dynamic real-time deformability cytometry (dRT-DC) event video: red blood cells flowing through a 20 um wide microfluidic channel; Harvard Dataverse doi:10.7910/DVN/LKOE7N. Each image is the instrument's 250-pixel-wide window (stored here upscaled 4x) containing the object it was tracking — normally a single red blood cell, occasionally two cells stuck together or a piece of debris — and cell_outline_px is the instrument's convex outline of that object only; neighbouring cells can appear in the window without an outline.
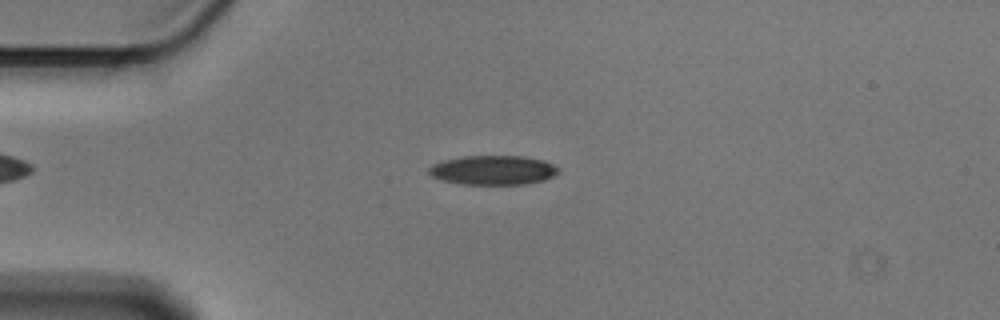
{"species": "Egyptian fruit bat (a non-hibernating species)", "species_latin": "Rousettus aegyptiacus", "temperature_condition": "cold", "stored_images_in_passage": 47, "camera_frame_rate_fps": 3000, "um_per_image_px": 0.085, "animal": {"sex": "male"}, "frame": {"image": 1, "passage_image": 13, "time_ms": 4.0, "image_size_px": [1000, 320], "cell_outline_px": [[560, 172], [556, 176], [544, 180], [528, 184], [460, 184], [444, 180], [432, 176], [428, 172], [428, 168], [432, 164], [444, 160], [464, 156], [524, 156], [544, 160], [560, 168]], "centroid_in_image_um": [41.96, 14.46], "position_along_channel_um": 43.0, "area_um2": 22.31}}
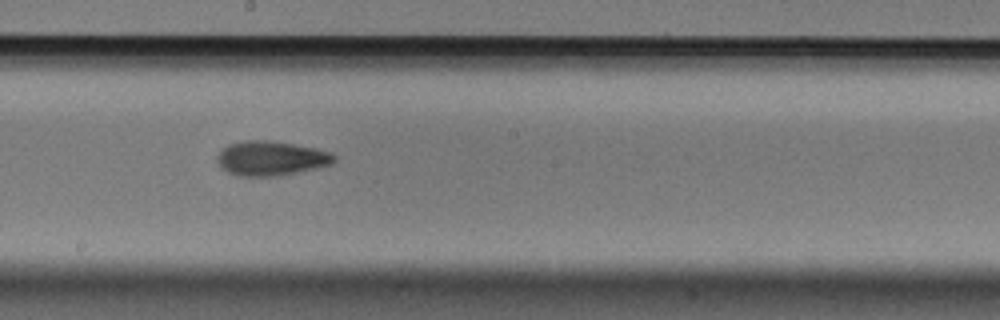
{"frame": {"image": 2, "passage_image": 30, "time_ms": 9.667, "image_size_px": [1000, 320], "cell_outline_px": [[336, 160], [332, 164], [320, 168], [280, 176], [240, 176], [228, 172], [220, 168], [216, 160], [216, 156], [220, 148], [228, 144], [244, 140], [272, 140], [316, 148], [332, 152], [336, 156]], "centroid_in_image_um": [23.04, 13.45], "position_along_channel_um": 225.2, "area_um2": 24.16}}
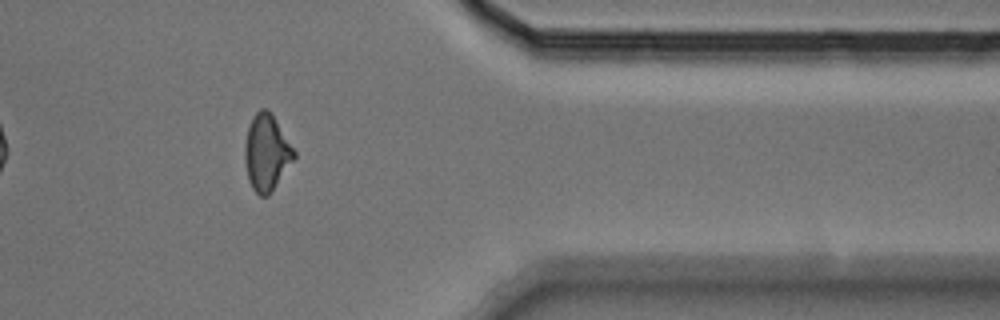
{"frame": {"image": 3, "passage_image": 45, "time_ms": 14.667, "image_size_px": [1000, 320], "cell_outline_px": [[296, 156], [272, 192], [268, 196], [260, 196], [252, 188], [248, 180], [244, 160], [244, 144], [248, 128], [252, 116], [260, 108], [268, 108], [272, 112], [296, 152]], "centroid_in_image_um": [22.65, 12.95], "position_along_channel_um": 388.7, "area_um2": 22.2}, "authors_computed_cell_mechanics": {"area_um2": 21.9062, "velocity_mm_per_s": 3.5908, "shape_relaxation_time_tau1_ms": 4.6177, "shape_relaxation_time_tau2_ms": 4.5963, "deformation_change_tau1": 0.1371, "deformation_change_tau2": 0.1135}}